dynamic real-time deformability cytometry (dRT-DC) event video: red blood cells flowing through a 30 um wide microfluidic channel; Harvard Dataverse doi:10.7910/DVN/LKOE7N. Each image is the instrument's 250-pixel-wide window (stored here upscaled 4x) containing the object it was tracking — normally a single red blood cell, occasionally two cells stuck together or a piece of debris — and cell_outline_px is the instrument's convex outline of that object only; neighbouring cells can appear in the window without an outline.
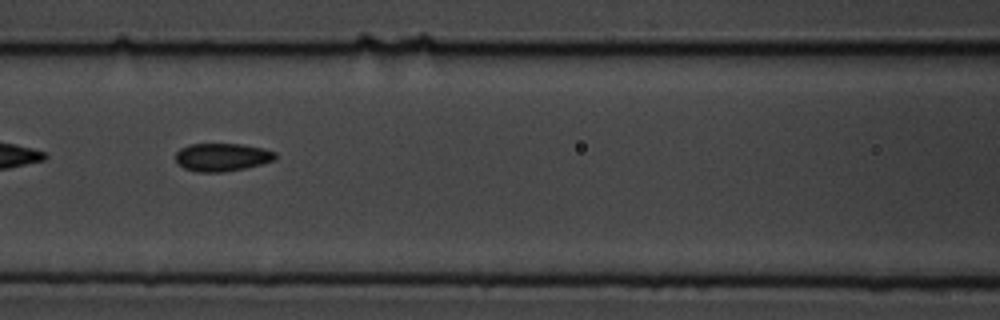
{"species": "common noctule bat (a hibernating species)", "species_latin": "Nyctalus noctula", "temperature_condition": "cold", "stored_images_in_passage": 18, "segment_of_instrument_passage": [2, 2], "camera_frame_rate_fps": 3000, "um_per_image_px": 0.085, "animal": {"sex": "male", "body_mass_g": 19.5, "forearm_length_mm": 54.6}, "frame": {"image": 1, "passage_image": 8, "time_ms": 8.0, "image_size_px": [1000, 320], "cell_outline_px": [[276, 156], [272, 160], [260, 164], [244, 168], [224, 172], [196, 172], [184, 168], [176, 164], [176, 152], [180, 148], [188, 144], [244, 144], [264, 148], [276, 152]], "centroid_in_image_um": [18.83, 13.35], "position_along_channel_um": 147.8, "area_um2": 16.36}}
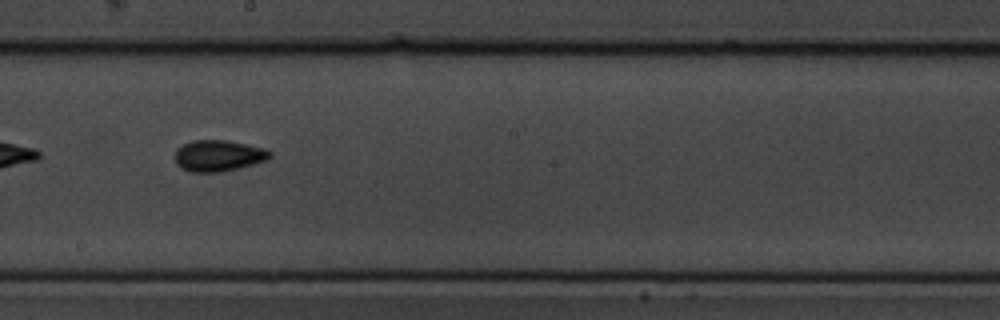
{"frame": {"image": 2, "passage_image": 10, "time_ms": 10.333, "image_size_px": [1000, 320], "cell_outline_px": [[272, 156], [264, 160], [252, 164], [220, 172], [192, 172], [180, 168], [176, 164], [176, 148], [192, 140], [224, 140], [264, 148], [272, 152]], "centroid_in_image_um": [18.52, 13.23], "position_along_channel_um": 229.7, "area_um2": 17.05}}
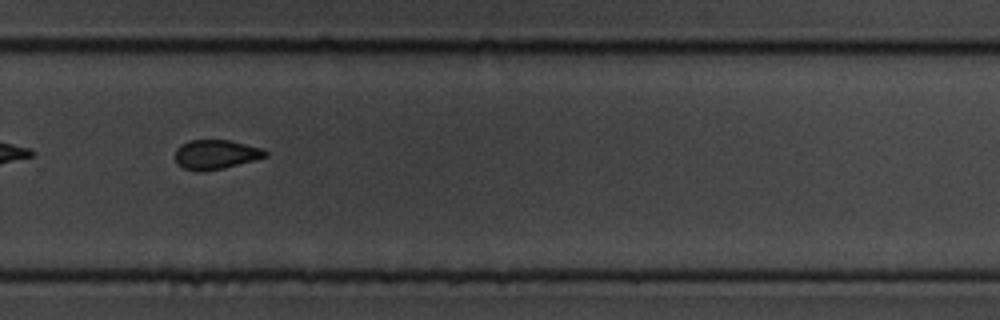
{"frame": {"image": 3, "passage_image": 12, "time_ms": 12.667, "image_size_px": [1000, 320], "cell_outline_px": [[268, 156], [256, 160], [224, 168], [200, 172], [196, 172], [184, 168], [176, 160], [176, 148], [180, 144], [188, 140], [228, 140], [264, 148], [268, 152]], "centroid_in_image_um": [18.37, 13.13], "position_along_channel_um": 311.4, "area_um2": 15.61}}